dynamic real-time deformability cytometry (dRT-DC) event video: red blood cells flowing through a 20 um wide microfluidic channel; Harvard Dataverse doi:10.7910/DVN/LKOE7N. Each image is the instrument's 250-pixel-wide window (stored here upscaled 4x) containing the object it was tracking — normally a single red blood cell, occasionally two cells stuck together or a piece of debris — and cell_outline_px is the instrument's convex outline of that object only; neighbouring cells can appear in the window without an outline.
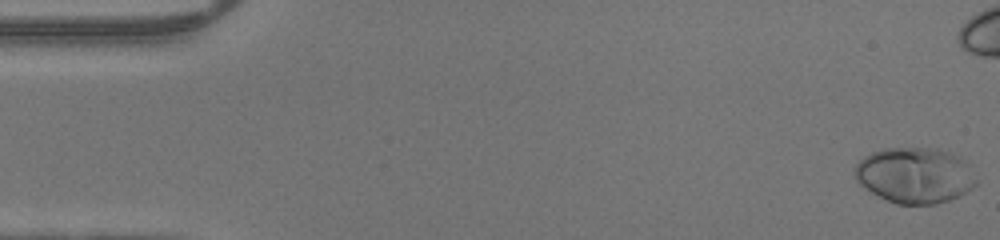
{"species": "human", "species_latin": "Homo sapiens", "temperature_condition": "warm", "stored_images_in_passage": 39, "camera_frame_rate_fps": 3000, "um_per_image_px": 0.085, "donor": {"sex": "male"}, "frame": {"image": 1, "passage_image": 1, "time_ms": 0.0, "image_size_px": [1000, 240], "cell_outline_px": [[976, 184], [972, 188], [948, 200], [936, 204], [896, 204], [864, 188], [856, 180], [852, 172], [856, 164], [864, 156], [872, 152], [884, 148], [936, 148], [948, 152], [956, 156], [968, 164], [976, 180]], "centroid_in_image_um": [77.71, 14.89], "position_along_channel_um": 7.3, "area_um2": 39.19}}
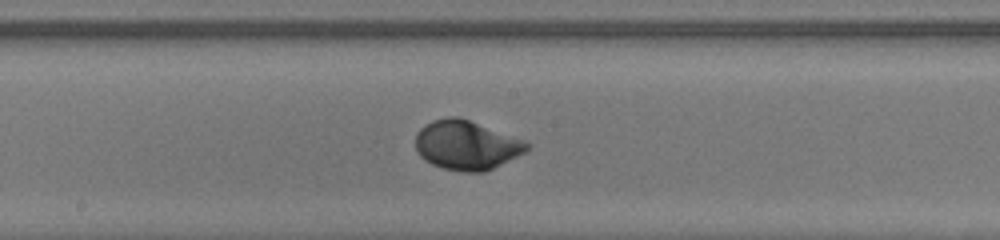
{"frame": {"image": 2, "passage_image": 25, "time_ms": 8.0, "image_size_px": [1000, 240], "cell_outline_px": [[532, 144], [524, 152], [484, 172], [460, 172], [444, 168], [432, 164], [424, 160], [416, 152], [416, 132], [424, 124], [432, 120], [448, 116], [460, 116], [524, 140]], "centroid_in_image_um": [39.61, 12.32], "position_along_channel_um": 208.6, "area_um2": 32.08}}
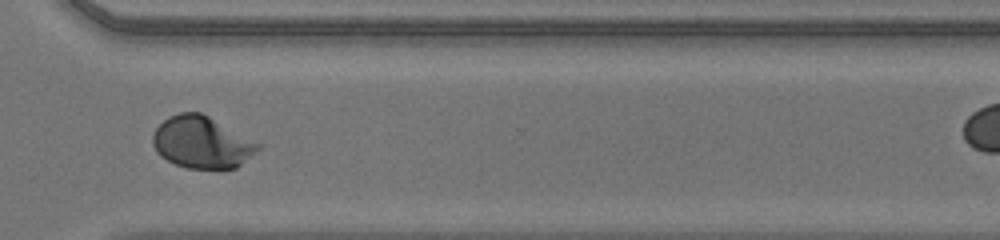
{"frame": {"image": 3, "passage_image": 35, "time_ms": 11.333, "image_size_px": [1000, 240], "cell_outline_px": [[260, 148], [236, 168], [188, 168], [176, 164], [160, 156], [156, 152], [152, 144], [152, 136], [156, 128], [168, 116], [180, 112], [200, 112], [208, 116], [260, 144]], "centroid_in_image_um": [17.11, 12.09], "position_along_channel_um": 353.5, "area_um2": 31.39}}